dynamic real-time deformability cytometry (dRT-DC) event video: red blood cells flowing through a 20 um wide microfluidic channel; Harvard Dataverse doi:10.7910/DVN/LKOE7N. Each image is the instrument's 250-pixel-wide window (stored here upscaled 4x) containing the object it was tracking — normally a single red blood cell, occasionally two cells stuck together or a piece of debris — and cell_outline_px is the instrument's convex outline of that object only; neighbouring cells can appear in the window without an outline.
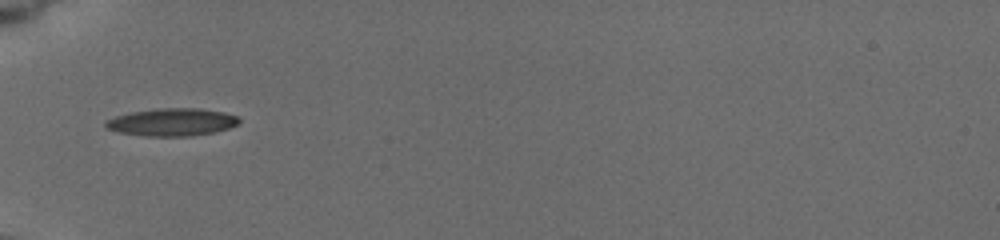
{"species": "common noctule bat (a hibernating species)", "species_latin": "Nyctalus noctula", "temperature_condition": "cold", "stored_images_in_passage": 30, "camera_frame_rate_fps": 3000, "um_per_image_px": 0.085, "animal": {"sex": "female", "body_mass_g": 19.5, "forearm_length_mm": 54.1}, "frame": {"image": 1, "passage_image": 1, "time_ms": 0.0, "image_size_px": [1000, 240], "cell_outline_px": [[240, 124], [228, 128], [212, 132], [192, 136], [144, 136], [120, 132], [108, 128], [104, 124], [104, 120], [128, 112], [156, 108], [200, 108], [224, 112], [240, 116]], "centroid_in_image_um": [14.64, 10.37], "position_along_channel_um": 70.4, "area_um2": 21.68}}
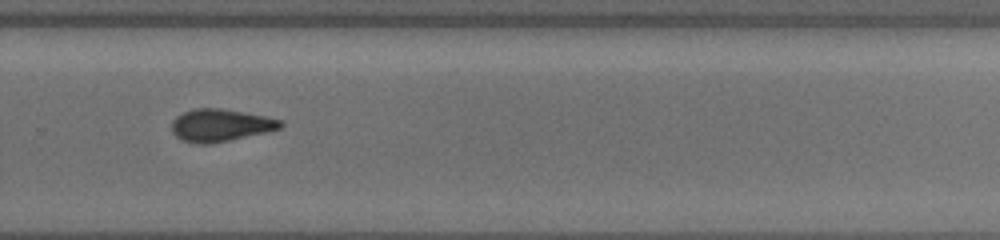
{"frame": {"image": 2, "passage_image": 18, "time_ms": 6.333, "image_size_px": [1000, 240], "cell_outline_px": [[284, 124], [280, 128], [264, 132], [228, 140], [208, 144], [200, 144], [184, 140], [176, 136], [172, 132], [172, 120], [176, 116], [184, 112], [196, 108], [224, 108], [284, 120]], "centroid_in_image_um": [18.73, 10.63], "position_along_channel_um": 311.1, "area_um2": 20.35}}
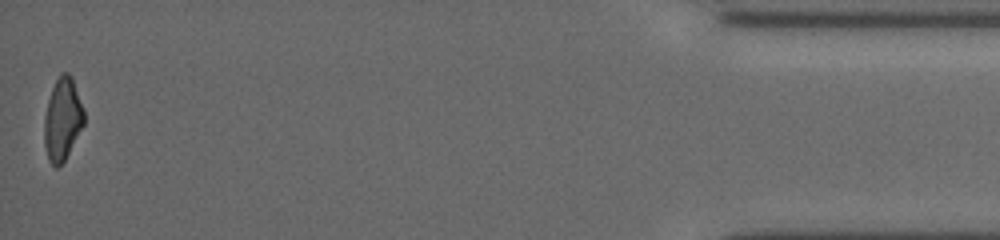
{"frame": {"image": 3, "passage_image": 30, "time_ms": 11.333, "image_size_px": [1000, 240], "cell_outline_px": [[84, 124], [64, 160], [56, 168], [48, 160], [44, 144], [44, 116], [48, 100], [52, 88], [60, 72], [68, 72], [72, 76], [84, 108]], "centroid_in_image_um": [5.31, 10.09], "position_along_channel_um": 429.9, "area_um2": 19.13}, "authors_computed_cell_mechanics": {"area_um2": 20.4612, "velocity_mm_per_s": 3.8654, "shape_relaxation_time_tau1_ms": 6.9844, "shape_relaxation_time_tau2_ms": 3.242, "deformation_change_tau1": 0.1906, "deformation_change_tau2": 0.1021}}